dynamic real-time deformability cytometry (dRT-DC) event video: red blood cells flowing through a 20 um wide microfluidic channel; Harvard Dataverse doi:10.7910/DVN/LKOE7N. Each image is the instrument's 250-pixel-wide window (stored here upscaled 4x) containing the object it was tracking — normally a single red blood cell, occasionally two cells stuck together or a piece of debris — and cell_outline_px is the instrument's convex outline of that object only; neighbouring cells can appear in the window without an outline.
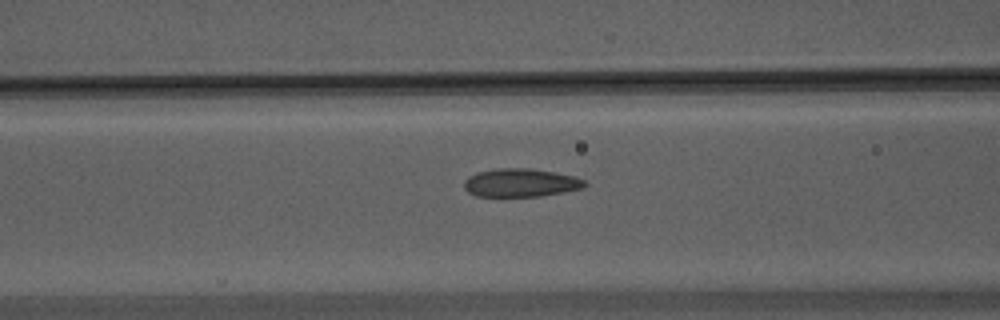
{"species": "Egyptian fruit bat (a non-hibernating species)", "species_latin": "Rousettus aegyptiacus", "temperature_condition": "warm", "stored_images_in_passage": 53, "camera_frame_rate_fps": 3000, "um_per_image_px": 0.085, "animal": {"sex": "male"}, "frame": {"image": 1, "passage_image": 20, "time_ms": 6.333, "image_size_px": [1000, 320], "cell_outline_px": [[588, 184], [584, 188], [564, 192], [540, 196], [476, 196], [468, 192], [464, 188], [464, 180], [468, 176], [476, 172], [496, 168], [528, 168], [576, 176], [584, 180]], "centroid_in_image_um": [44.25, 15.53], "position_along_channel_um": 122.3, "area_um2": 20.0}}
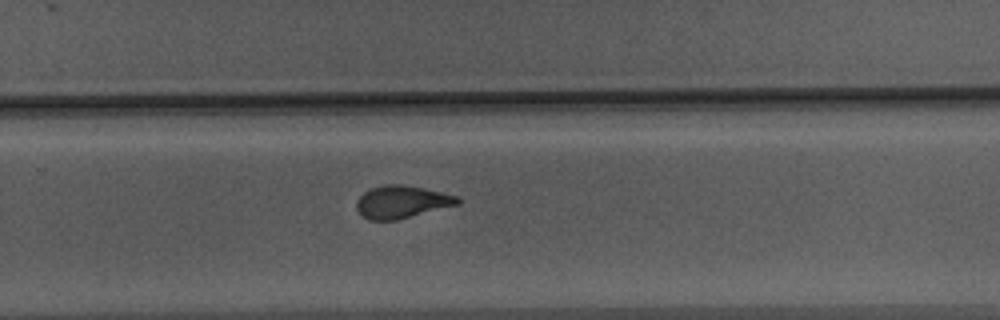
{"frame": {"image": 2, "passage_image": 34, "time_ms": 11.0, "image_size_px": [1000, 320], "cell_outline_px": [[460, 204], [396, 220], [368, 220], [356, 208], [356, 200], [364, 192], [372, 188], [384, 184], [400, 184], [424, 188], [456, 196], [460, 200]], "centroid_in_image_um": [34.13, 17.16], "position_along_channel_um": 295.7, "area_um2": 19.02}}
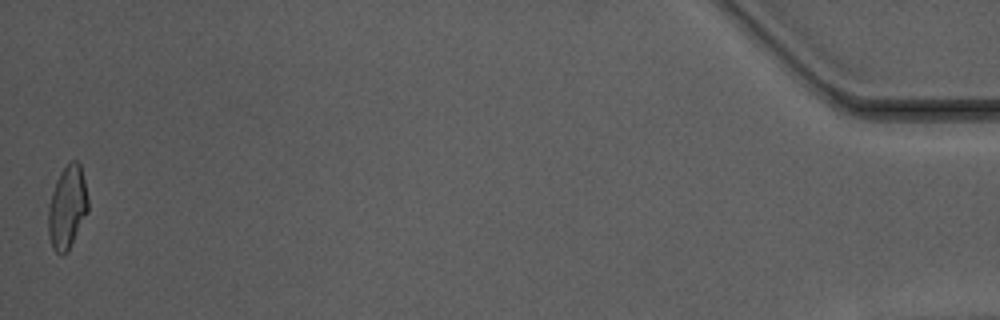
{"frame": {"image": 3, "passage_image": 53, "time_ms": 17.333, "image_size_px": [1000, 320], "cell_outline_px": [[88, 212], [68, 248], [64, 252], [56, 252], [52, 248], [48, 236], [48, 208], [52, 192], [56, 180], [60, 172], [72, 160], [76, 160], [80, 164], [84, 180], [88, 200]], "centroid_in_image_um": [5.7, 17.58], "position_along_channel_um": 429.5, "area_um2": 18.84}, "authors_computed_cell_mechanics": {"area_um2": 19.5942, "velocity_mm_per_s": 3.7162, "shape_relaxation_time_tau1_ms": 9.4349, "shape_relaxation_time_tau2_ms": 1.5434, "deformation_change_tau1": 0.2588, "deformation_change_tau2": 0.0779}}